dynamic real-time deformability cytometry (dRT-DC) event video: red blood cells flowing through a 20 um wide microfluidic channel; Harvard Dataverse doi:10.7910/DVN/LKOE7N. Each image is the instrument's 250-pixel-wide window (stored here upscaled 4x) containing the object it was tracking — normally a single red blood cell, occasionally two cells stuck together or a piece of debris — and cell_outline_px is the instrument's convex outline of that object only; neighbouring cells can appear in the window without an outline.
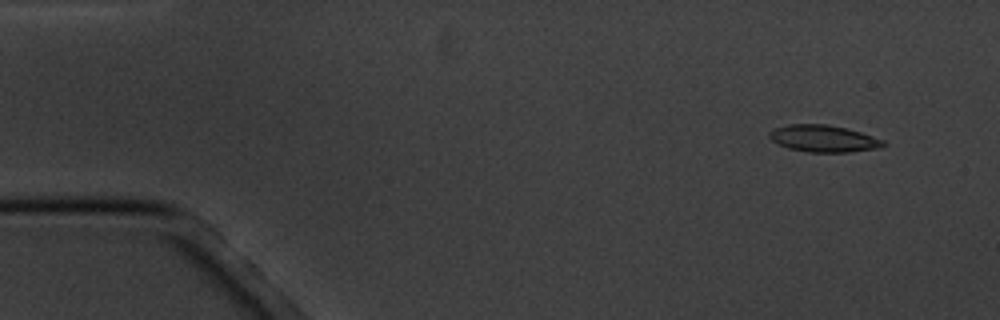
{"species": "common noctule bat (a hibernating species)", "species_latin": "Nyctalus noctula", "temperature_condition": "cold", "stored_images_in_passage": 6, "camera_frame_rate_fps": 3000, "um_per_image_px": 0.085, "animal": {"sex": "male", "body_mass_g": 20.1, "forearm_length_mm": 53.5}, "frame": {"image": 1, "passage_image": 2, "time_ms": 1.0, "image_size_px": [1000, 320], "cell_outline_px": [[884, 148], [848, 152], [808, 152], [788, 148], [772, 140], [768, 136], [768, 132], [776, 128], [788, 124], [828, 124], [860, 132], [884, 140]], "centroid_in_image_um": [70.01, 11.78], "position_along_channel_um": 15.0, "area_um2": 17.8}}
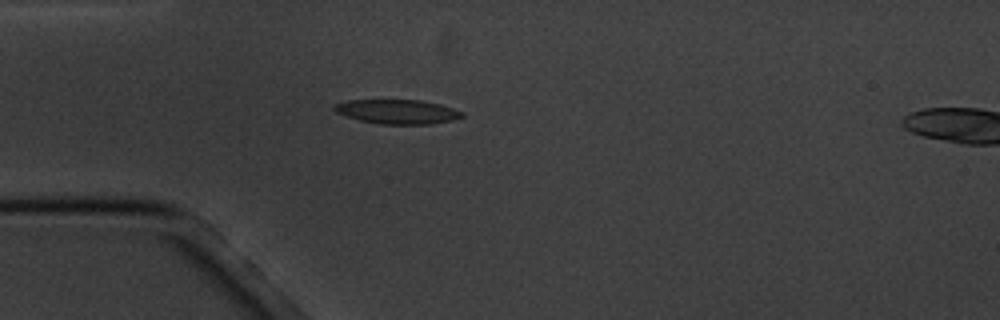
{"frame": {"image": 2, "passage_image": 5, "time_ms": 4.667, "image_size_px": [1000, 320], "cell_outline_px": [[464, 116], [452, 120], [432, 124], [380, 124], [360, 120], [336, 112], [332, 108], [336, 104], [348, 100], [420, 100], [440, 104], [464, 112]], "centroid_in_image_um": [33.81, 9.49], "position_along_channel_um": 51.2, "area_um2": 17.98}}